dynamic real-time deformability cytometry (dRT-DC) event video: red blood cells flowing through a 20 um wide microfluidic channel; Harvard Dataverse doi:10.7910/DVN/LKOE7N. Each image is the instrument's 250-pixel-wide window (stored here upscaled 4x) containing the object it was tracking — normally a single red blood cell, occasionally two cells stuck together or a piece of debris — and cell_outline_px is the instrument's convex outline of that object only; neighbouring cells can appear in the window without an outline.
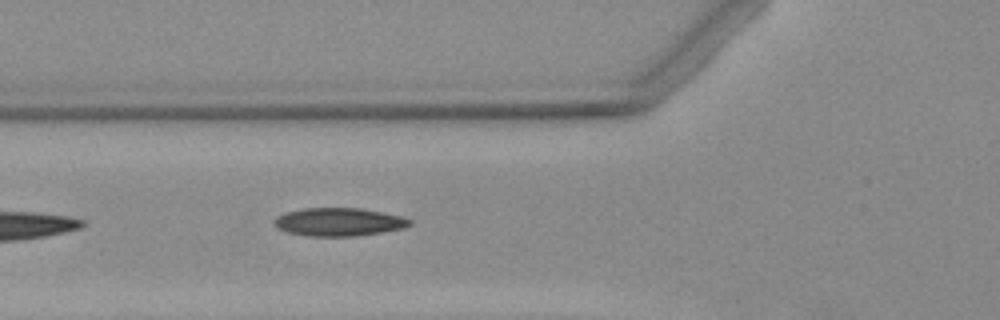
{"species": "Egyptian fruit bat (a non-hibernating species)", "species_latin": "Rousettus aegyptiacus", "temperature_condition": "warm", "stored_images_in_passage": 5, "camera_frame_rate_fps": 3000, "um_per_image_px": 0.085, "animal": {"sex": "female"}, "frame": {"image": 1, "passage_image": 5, "time_ms": 6.0, "image_size_px": [1000, 320], "cell_outline_px": [[412, 224], [404, 228], [380, 232], [352, 236], [304, 236], [288, 232], [280, 228], [276, 224], [276, 216], [284, 212], [304, 208], [360, 208], [400, 216], [412, 220]], "centroid_in_image_um": [28.8, 18.86], "position_along_channel_um": 97.0, "area_um2": 21.96}}